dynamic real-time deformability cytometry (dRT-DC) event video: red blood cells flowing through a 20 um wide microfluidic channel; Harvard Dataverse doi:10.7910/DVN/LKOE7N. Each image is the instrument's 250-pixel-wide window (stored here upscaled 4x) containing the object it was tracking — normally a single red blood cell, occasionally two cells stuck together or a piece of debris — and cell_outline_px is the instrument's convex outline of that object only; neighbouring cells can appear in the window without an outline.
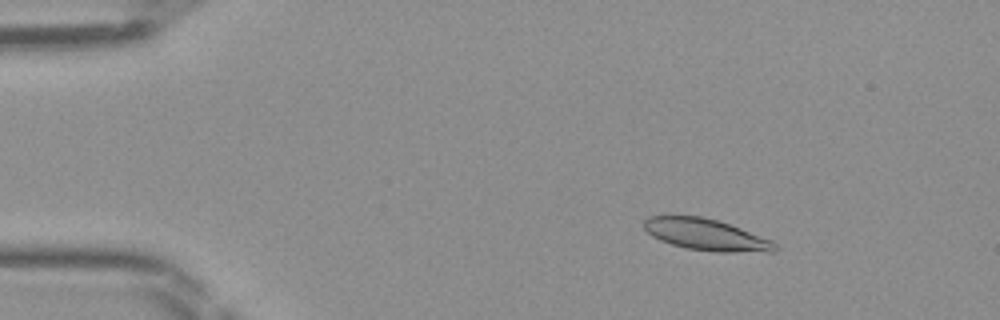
{"species": "Egyptian fruit bat (a non-hibernating species)", "species_latin": "Rousettus aegyptiacus", "temperature_condition": "room temperature", "stored_images_in_passage": 47, "camera_frame_rate_fps": 3000, "um_per_image_px": 0.085, "frame": {"image": 1, "passage_image": 7, "time_ms": 2.0, "image_size_px": [1000, 320], "cell_outline_px": [[780, 248], [776, 252], [716, 252], [688, 248], [672, 244], [660, 240], [652, 236], [644, 228], [644, 220], [648, 216], [700, 216], [716, 220], [740, 228], [772, 240]], "centroid_in_image_um": [60.06, 19.96], "position_along_channel_um": 24.9, "area_um2": 23.93}}
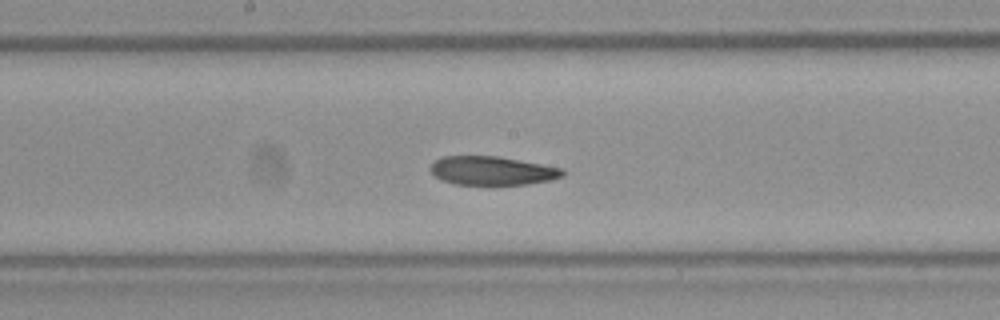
{"frame": {"image": 2, "passage_image": 25, "time_ms": 8.0, "image_size_px": [1000, 320], "cell_outline_px": [[564, 176], [552, 180], [528, 184], [456, 184], [440, 180], [428, 168], [436, 160], [444, 156], [500, 156], [564, 168]], "centroid_in_image_um": [41.87, 14.5], "position_along_channel_um": 206.3, "area_um2": 22.2}}
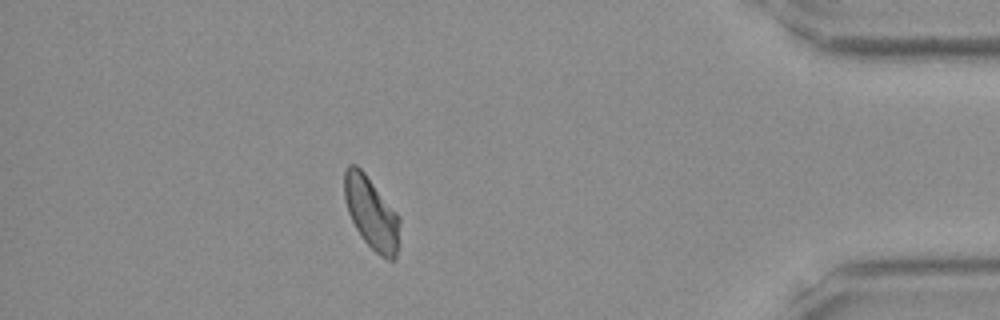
{"frame": {"image": 3, "passage_image": 42, "time_ms": 13.667, "image_size_px": [1000, 320], "cell_outline_px": [[400, 224], [396, 260], [388, 260], [380, 256], [364, 240], [356, 228], [348, 212], [344, 200], [344, 172], [348, 164], [356, 164], [364, 172], [400, 216]], "centroid_in_image_um": [31.57, 18.1], "position_along_channel_um": 403.6, "area_um2": 23.29}}